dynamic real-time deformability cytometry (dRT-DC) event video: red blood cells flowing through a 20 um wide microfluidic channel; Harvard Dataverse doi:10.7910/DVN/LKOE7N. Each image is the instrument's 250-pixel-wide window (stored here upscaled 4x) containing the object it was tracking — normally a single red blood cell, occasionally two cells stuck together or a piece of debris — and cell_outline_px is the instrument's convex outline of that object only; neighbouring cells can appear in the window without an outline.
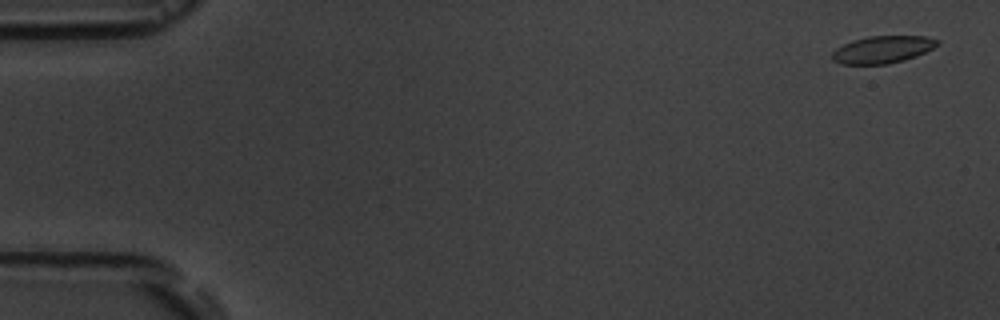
{"species": "common noctule bat (a hibernating species)", "species_latin": "Nyctalus noctula", "temperature_condition": "room temperature", "stored_images_in_passage": 6, "camera_frame_rate_fps": 3000, "um_per_image_px": 0.085, "animal": {"sex": "male", "body_mass_g": 19.5, "forearm_length_mm": 54.6}, "frame": {"image": 1, "passage_image": 1, "time_ms": 0.0, "image_size_px": [1000, 320], "cell_outline_px": [[940, 44], [916, 56], [904, 60], [888, 64], [840, 64], [832, 60], [832, 52], [836, 48], [852, 40], [868, 36], [924, 36], [940, 40]], "centroid_in_image_um": [75.01, 4.21], "position_along_channel_um": 10.0, "area_um2": 16.76}}
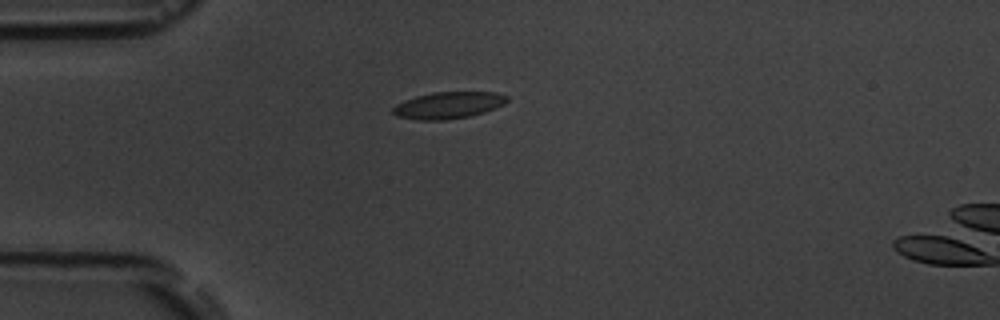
{"frame": {"image": 2, "passage_image": 5, "time_ms": 4.333, "image_size_px": [1000, 320], "cell_outline_px": [[508, 100], [504, 104], [484, 112], [468, 116], [444, 120], [416, 120], [396, 116], [392, 112], [392, 108], [396, 104], [404, 100], [416, 96], [432, 92], [496, 92], [508, 96]], "centroid_in_image_um": [38.08, 8.94], "position_along_channel_um": 46.9, "area_um2": 17.8}}